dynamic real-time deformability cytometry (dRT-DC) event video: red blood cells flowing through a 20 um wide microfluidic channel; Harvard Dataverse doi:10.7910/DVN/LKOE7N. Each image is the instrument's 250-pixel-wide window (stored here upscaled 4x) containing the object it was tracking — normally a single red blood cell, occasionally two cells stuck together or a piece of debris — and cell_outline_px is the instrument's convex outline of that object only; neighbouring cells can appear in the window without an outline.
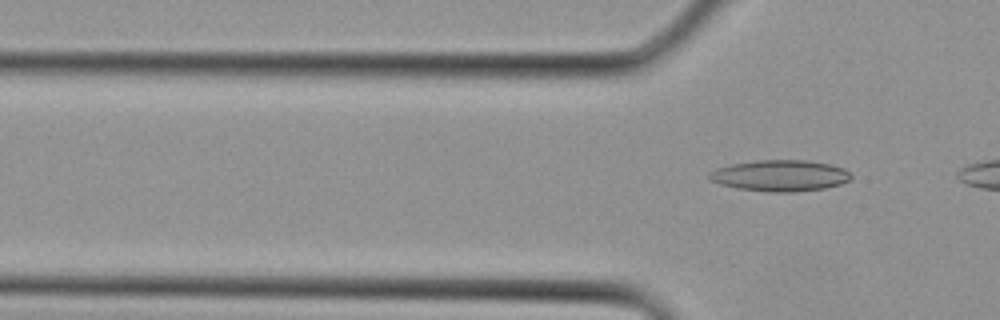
{"species": "Egyptian fruit bat (a non-hibernating species)", "species_latin": "Rousettus aegyptiacus", "temperature_condition": "cold", "stored_images_in_passage": 2, "camera_frame_rate_fps": 3000, "um_per_image_px": 0.085, "animal": {"sex": "female"}, "frame": {"image": 1, "passage_image": 2, "time_ms": 0.333, "image_size_px": [1000, 320], "cell_outline_px": [[852, 176], [848, 180], [840, 184], [824, 188], [792, 192], [768, 192], [736, 188], [720, 184], [708, 180], [708, 172], [716, 168], [732, 164], [756, 160], [804, 160], [832, 164], [844, 168]], "centroid_in_image_um": [66.27, 14.92], "position_along_channel_um": 59.5, "area_um2": 25.89}}